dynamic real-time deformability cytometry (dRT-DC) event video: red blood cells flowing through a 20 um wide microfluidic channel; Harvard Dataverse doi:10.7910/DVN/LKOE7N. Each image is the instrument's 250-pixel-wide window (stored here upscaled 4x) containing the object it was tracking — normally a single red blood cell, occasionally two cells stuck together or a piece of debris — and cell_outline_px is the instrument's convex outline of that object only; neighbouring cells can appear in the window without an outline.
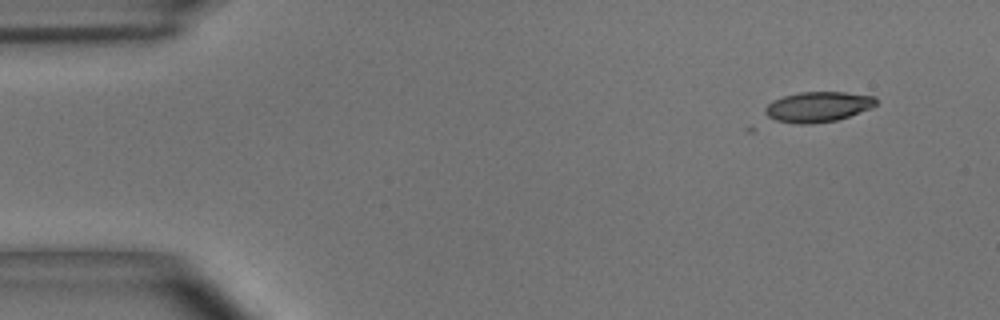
{"species": "common noctule bat (a hibernating species)", "species_latin": "Nyctalus noctula", "temperature_condition": "room temperature", "stored_images_in_passage": 3, "camera_frame_rate_fps": 3000, "um_per_image_px": 0.085, "animal": {"sex": "male", "body_mass_g": 15.6}, "frame": {"image": 1, "passage_image": 1, "time_ms": 0.0, "image_size_px": [1000, 320], "cell_outline_px": [[876, 104], [872, 108], [836, 120], [812, 124], [796, 124], [764, 120], [764, 108], [772, 100], [784, 96], [800, 92], [844, 92], [876, 96]], "centroid_in_image_um": [69.43, 9.1], "position_along_channel_um": 15.6, "area_um2": 20.06}}